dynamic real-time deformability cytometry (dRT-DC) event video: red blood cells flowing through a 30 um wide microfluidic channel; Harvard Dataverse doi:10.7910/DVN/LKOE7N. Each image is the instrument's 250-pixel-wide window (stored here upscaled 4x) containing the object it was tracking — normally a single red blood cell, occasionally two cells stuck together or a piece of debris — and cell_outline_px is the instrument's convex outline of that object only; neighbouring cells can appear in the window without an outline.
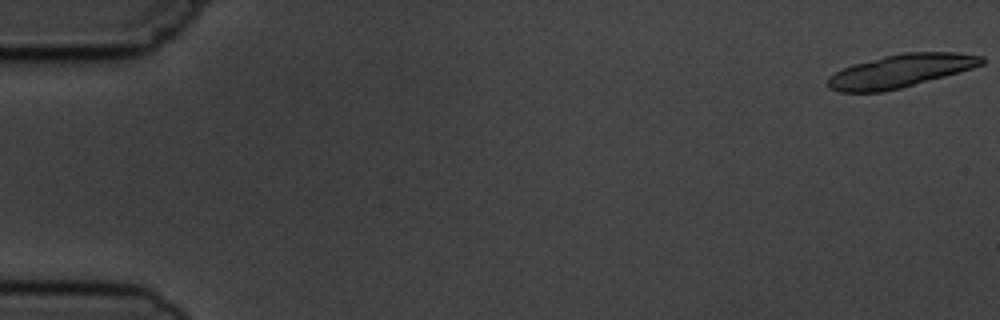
{"species": "common noctule bat (a hibernating species)", "species_latin": "Nyctalus noctula", "temperature_condition": "cold", "stored_images_in_passage": 6, "camera_frame_rate_fps": 3000, "um_per_image_px": 0.085, "animal": {"sex": "male", "body_mass_g": 19.5, "forearm_length_mm": 54.6}, "frame": {"image": 1, "passage_image": 1, "time_ms": 0.0, "image_size_px": [1000, 320], "cell_outline_px": [[984, 64], [972, 68], [944, 76], [900, 88], [884, 92], [840, 92], [828, 88], [828, 76], [852, 64], [884, 56], [904, 52], [956, 52], [984, 56]], "centroid_in_image_um": [76.54, 6.02], "position_along_channel_um": 8.5, "area_um2": 29.54}}